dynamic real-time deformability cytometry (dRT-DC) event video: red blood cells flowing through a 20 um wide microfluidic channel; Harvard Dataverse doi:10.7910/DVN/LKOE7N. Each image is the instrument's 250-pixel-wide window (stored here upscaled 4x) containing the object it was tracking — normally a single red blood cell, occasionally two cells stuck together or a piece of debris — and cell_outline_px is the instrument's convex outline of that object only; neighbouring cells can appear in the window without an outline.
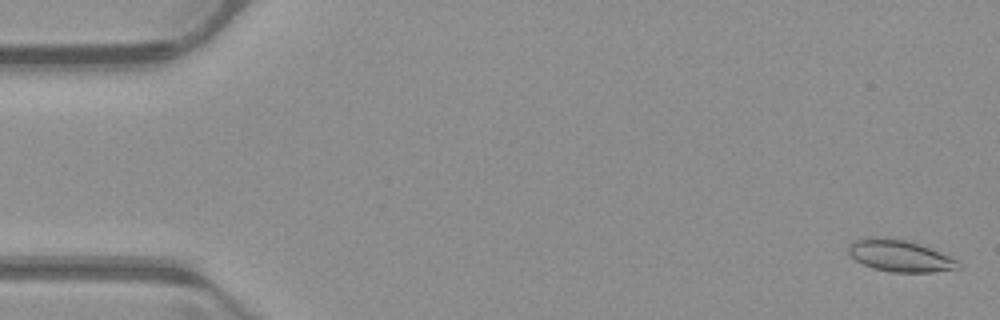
{"species": "common noctule bat (a hibernating species)", "species_latin": "Nyctalus noctula", "temperature_condition": "warm", "stored_images_in_passage": 53, "camera_frame_rate_fps": 3000, "um_per_image_px": 0.085, "animal": {"sex": "male", "body_mass_g": 23.1, "forearm_length_mm": 52.7}, "frame": {"image": 1, "passage_image": 2, "time_ms": 0.333, "image_size_px": [1000, 320], "cell_outline_px": [[960, 268], [932, 272], [892, 272], [872, 268], [856, 260], [848, 252], [848, 244], [864, 236], [876, 236], [908, 240], [932, 248], [960, 260]], "centroid_in_image_um": [76.5, 21.72], "position_along_channel_um": 8.5, "area_um2": 20.63}}
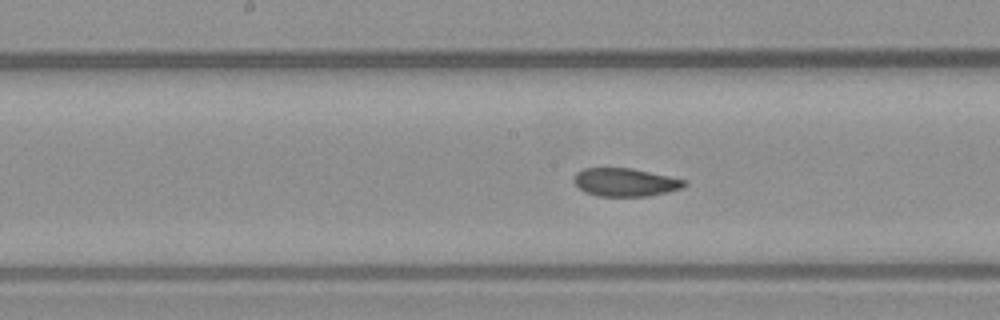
{"frame": {"image": 2, "passage_image": 27, "time_ms": 8.667, "image_size_px": [1000, 320], "cell_outline_px": [[688, 184], [680, 188], [668, 192], [648, 196], [596, 196], [584, 192], [572, 180], [576, 172], [584, 168], [632, 168], [688, 180]], "centroid_in_image_um": [53.15, 15.49], "position_along_channel_um": 195.1, "area_um2": 18.26}}
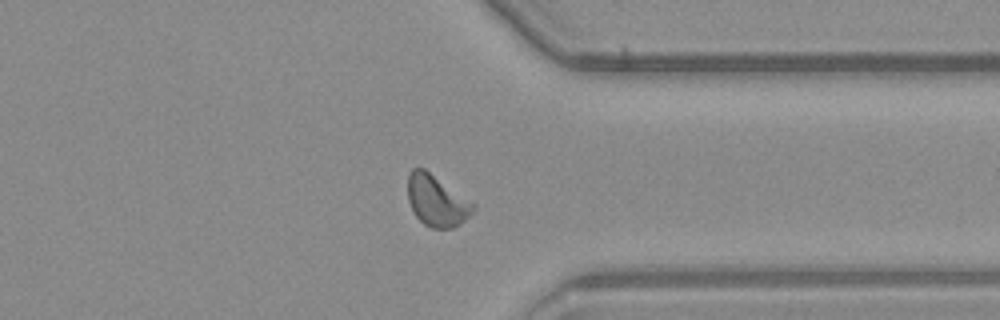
{"frame": {"image": 3, "passage_image": 41, "time_ms": 13.333, "image_size_px": [1000, 320], "cell_outline_px": [[476, 208], [460, 224], [452, 228], [432, 228], [424, 224], [416, 216], [408, 200], [408, 172], [412, 168], [424, 168], [472, 200], [476, 204]], "centroid_in_image_um": [37.14, 17.04], "position_along_channel_um": 374.3, "area_um2": 19.65}, "authors_computed_cell_mechanics": {"area_um2": 19.3052, "velocity_mm_per_s": 3.9418, "shape_relaxation_time_tau1_ms": 9.8805, "shape_relaxation_time_tau2_ms": 1.6143, "deformation_change_tau1": 0.184, "deformation_change_tau2": 0.0647}}